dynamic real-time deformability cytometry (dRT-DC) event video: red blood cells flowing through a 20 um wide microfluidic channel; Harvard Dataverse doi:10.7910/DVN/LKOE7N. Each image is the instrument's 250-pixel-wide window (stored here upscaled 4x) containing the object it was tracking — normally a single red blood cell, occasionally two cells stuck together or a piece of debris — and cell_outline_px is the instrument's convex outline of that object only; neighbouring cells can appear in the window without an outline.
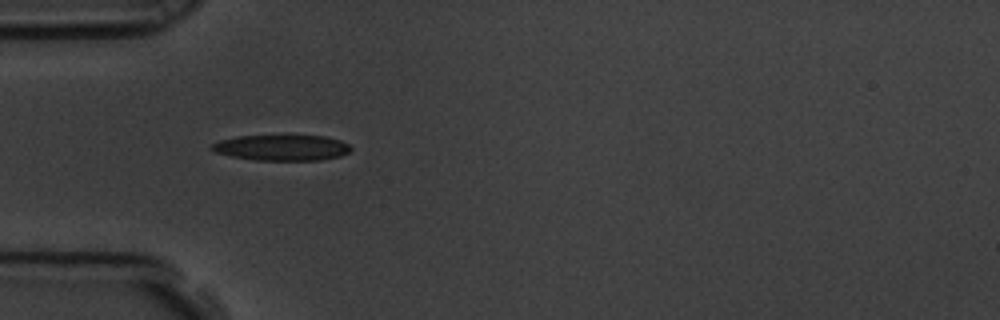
{"species": "common noctule bat (a hibernating species)", "species_latin": "Nyctalus noctula", "temperature_condition": "room temperature", "stored_images_in_passage": 4, "camera_frame_rate_fps": 3000, "um_per_image_px": 0.085, "animal": {"sex": "male", "body_mass_g": 19.5, "forearm_length_mm": 54.6}, "frame": {"image": 1, "passage_image": 4, "time_ms": 1.0, "image_size_px": [1000, 320], "cell_outline_px": [[352, 148], [348, 152], [340, 156], [320, 160], [256, 160], [232, 156], [216, 152], [208, 148], [212, 144], [220, 140], [240, 136], [328, 136], [340, 140], [348, 144]], "centroid_in_image_um": [23.97, 12.55], "position_along_channel_um": 61.0, "area_um2": 20.69}}